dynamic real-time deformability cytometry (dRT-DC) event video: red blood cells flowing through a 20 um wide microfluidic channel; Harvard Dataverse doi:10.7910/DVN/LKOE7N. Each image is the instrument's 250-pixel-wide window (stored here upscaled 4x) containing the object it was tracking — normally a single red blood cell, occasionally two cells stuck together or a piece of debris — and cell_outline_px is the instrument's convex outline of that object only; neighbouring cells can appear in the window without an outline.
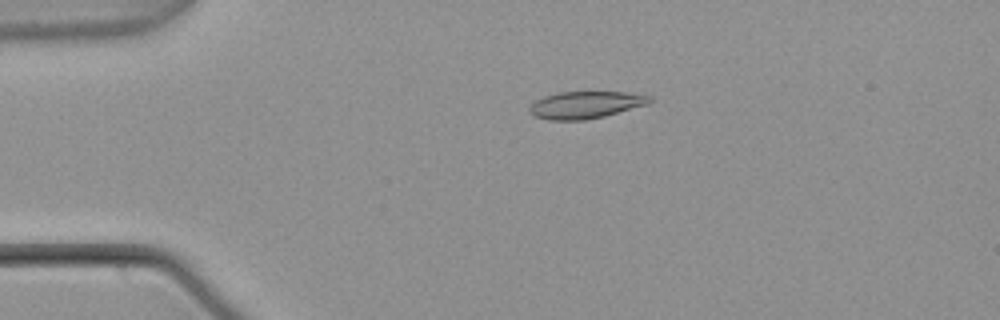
{"species": "common noctule bat (a hibernating species)", "species_latin": "Nyctalus noctula", "temperature_condition": "warm", "stored_images_in_passage": 45, "camera_frame_rate_fps": 3000, "um_per_image_px": 0.085, "animal": {"sex": "male", "body_mass_g": 21.5, "forearm_length_mm": 52.0}, "frame": {"image": 1, "passage_image": 3, "time_ms": 0.667, "image_size_px": [1000, 320], "cell_outline_px": [[652, 100], [648, 104], [604, 116], [584, 120], [548, 120], [532, 116], [528, 112], [528, 108], [536, 100], [544, 96], [560, 92], [628, 92], [652, 96]], "centroid_in_image_um": [49.75, 8.92], "position_along_channel_um": 35.3, "area_um2": 19.07}}
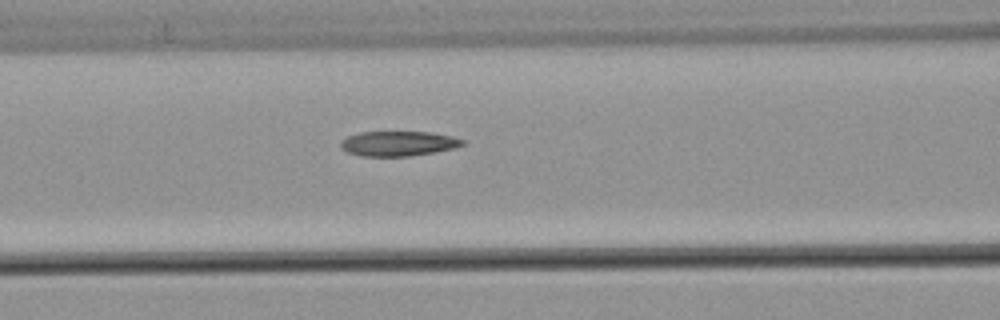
{"frame": {"image": 2, "passage_image": 14, "time_ms": 4.333, "image_size_px": [1000, 320], "cell_outline_px": [[464, 144], [452, 148], [432, 152], [408, 156], [360, 156], [348, 152], [340, 148], [340, 140], [348, 136], [360, 132], [428, 132], [452, 136], [464, 140]], "centroid_in_image_um": [33.79, 12.2], "position_along_channel_um": 132.8, "area_um2": 17.51}}
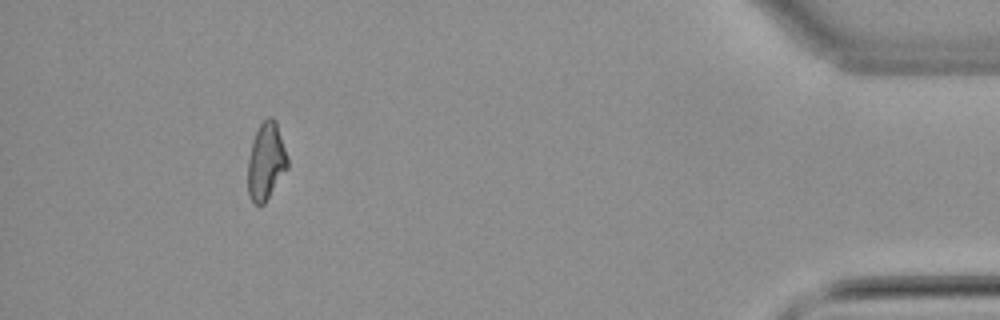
{"frame": {"image": 3, "passage_image": 41, "time_ms": 13.333, "image_size_px": [1000, 320], "cell_outline_px": [[288, 168], [264, 204], [256, 204], [248, 196], [248, 160], [252, 140], [260, 124], [268, 116], [272, 116], [276, 120], [288, 156]], "centroid_in_image_um": [22.62, 13.69], "position_along_channel_um": 412.6, "area_um2": 17.98}, "authors_computed_cell_mechanics": {"area_um2": 18.3804, "velocity_mm_per_s": 3.7927, "shape_relaxation_time_tau1_ms": null, "shape_relaxation_time_tau2_ms": 3.1904, "deformation_change_tau1": null, "deformation_change_tau2": 0.1031}}